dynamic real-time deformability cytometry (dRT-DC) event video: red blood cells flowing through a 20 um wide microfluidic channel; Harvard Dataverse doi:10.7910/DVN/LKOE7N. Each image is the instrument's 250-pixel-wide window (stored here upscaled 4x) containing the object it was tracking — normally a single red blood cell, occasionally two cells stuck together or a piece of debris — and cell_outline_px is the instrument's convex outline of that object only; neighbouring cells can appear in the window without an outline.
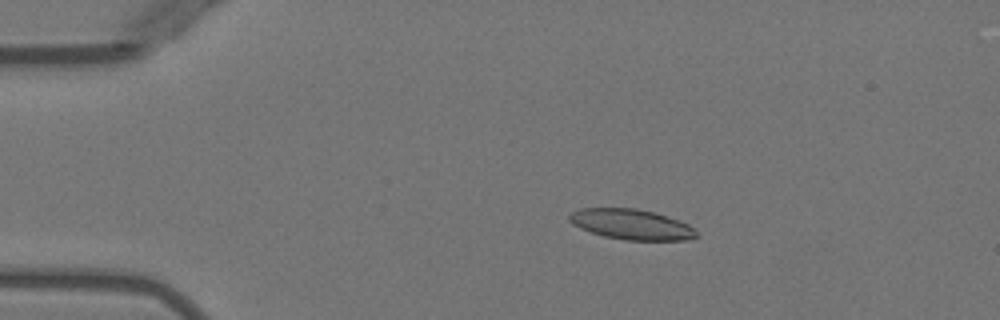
{"species": "Egyptian fruit bat (a non-hibernating species)", "species_latin": "Rousettus aegyptiacus", "temperature_condition": "warm", "stored_images_in_passage": 51, "camera_frame_rate_fps": 3000, "um_per_image_px": 0.085, "animal": {"sex": "female"}, "frame": {"image": 1, "passage_image": 10, "time_ms": 3.0, "image_size_px": [1000, 320], "cell_outline_px": [[696, 236], [684, 240], [624, 240], [604, 236], [580, 228], [572, 224], [568, 220], [568, 216], [572, 212], [580, 208], [636, 208], [652, 212], [680, 220], [688, 224], [696, 232]], "centroid_in_image_um": [53.63, 19.06], "position_along_channel_um": 31.4, "area_um2": 22.31}}
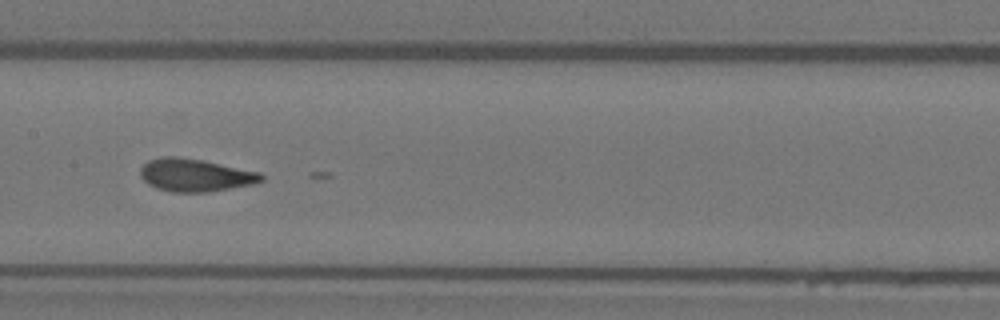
{"frame": {"image": 2, "passage_image": 26, "time_ms": 8.333, "image_size_px": [1000, 320], "cell_outline_px": [[264, 180], [252, 184], [208, 192], [172, 192], [156, 188], [148, 184], [140, 176], [140, 168], [148, 160], [160, 156], [180, 156], [204, 160], [260, 172], [264, 176]], "centroid_in_image_um": [16.57, 14.87], "position_along_channel_um": 190.8, "area_um2": 23.29}}
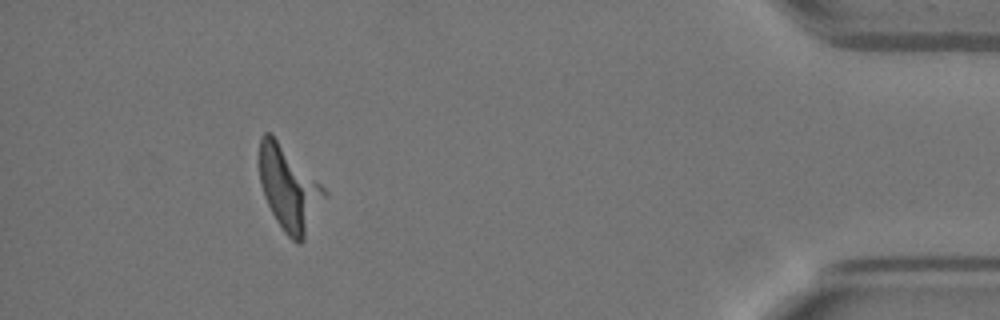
{"frame": {"image": 3, "passage_image": 47, "time_ms": 15.333, "image_size_px": [1000, 320], "cell_outline_px": [[328, 196], [304, 240], [300, 244], [296, 244], [284, 232], [276, 220], [264, 196], [260, 180], [260, 136], [264, 132], [268, 132], [328, 192]], "centroid_in_image_um": [24.59, 16.12], "position_along_channel_um": 410.6, "area_um2": 31.1}}